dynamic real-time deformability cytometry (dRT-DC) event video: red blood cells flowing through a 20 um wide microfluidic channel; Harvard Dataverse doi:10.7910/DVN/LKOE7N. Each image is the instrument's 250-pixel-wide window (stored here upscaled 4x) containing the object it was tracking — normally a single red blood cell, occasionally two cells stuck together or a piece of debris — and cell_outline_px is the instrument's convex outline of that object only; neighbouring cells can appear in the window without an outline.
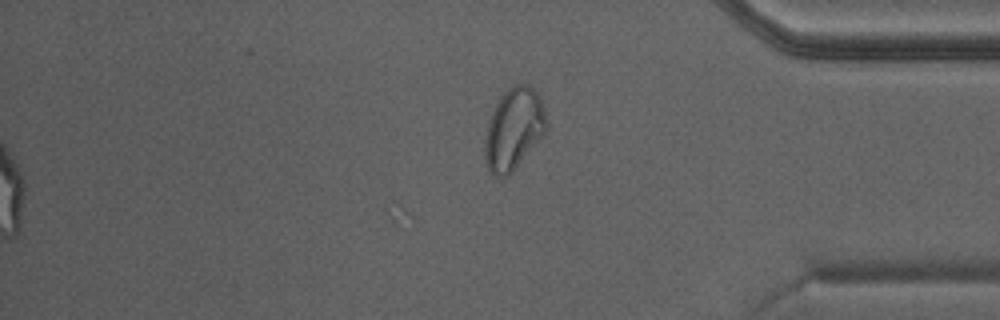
{"species": "Egyptian fruit bat (a non-hibernating species)", "species_latin": "Rousettus aegyptiacus", "temperature_condition": "warm", "stored_images_in_passage": 37, "segment_of_instrument_passage": [2, 2], "camera_frame_rate_fps": 3000, "um_per_image_px": 0.085, "animal": {"sex": "male"}, "frame": {"image": 1, "passage_image": 37, "time_ms": 12.0, "image_size_px": [1000, 320], "cell_outline_px": [[548, 128], [512, 172], [508, 176], [496, 176], [488, 172], [484, 164], [484, 140], [488, 120], [500, 96], [512, 84], [528, 84], [540, 96], [544, 108], [548, 124]], "centroid_in_image_um": [43.64, 10.96], "position_along_channel_um": 391.6, "area_um2": 29.48}}